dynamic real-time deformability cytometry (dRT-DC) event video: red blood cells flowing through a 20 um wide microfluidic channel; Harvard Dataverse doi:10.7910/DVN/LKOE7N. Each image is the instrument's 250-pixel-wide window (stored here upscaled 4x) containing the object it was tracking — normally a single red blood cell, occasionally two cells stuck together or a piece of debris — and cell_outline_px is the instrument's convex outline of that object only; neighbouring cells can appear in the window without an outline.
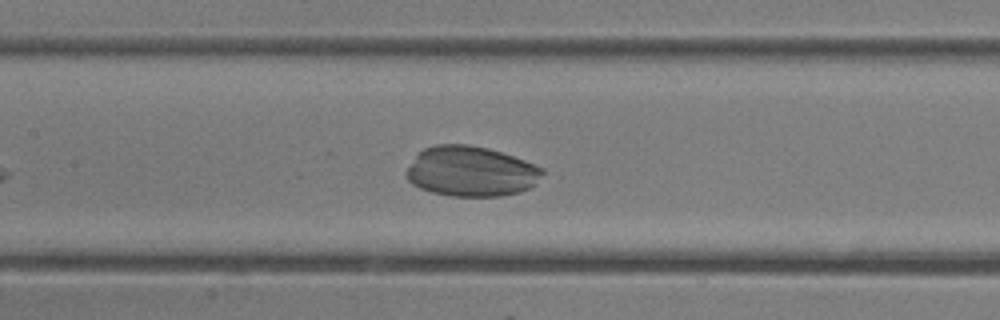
{"species": "common noctule bat (a hibernating species)", "species_latin": "Nyctalus noctula", "temperature_condition": "room temperature", "stored_images_in_passage": 20, "camera_frame_rate_fps": 3000, "um_per_image_px": 0.085, "animal": {"sex": "female"}, "frame": {"image": 1, "passage_image": 8, "time_ms": 2.333, "image_size_px": [1000, 320], "cell_outline_px": [[544, 172], [536, 184], [520, 192], [500, 196], [452, 196], [432, 192], [420, 188], [412, 184], [408, 180], [404, 172], [416, 156], [424, 148], [436, 144], [468, 144], [488, 148], [524, 160], [544, 168]], "centroid_in_image_um": [40.03, 14.57], "position_along_channel_um": 167.4, "area_um2": 39.82}}
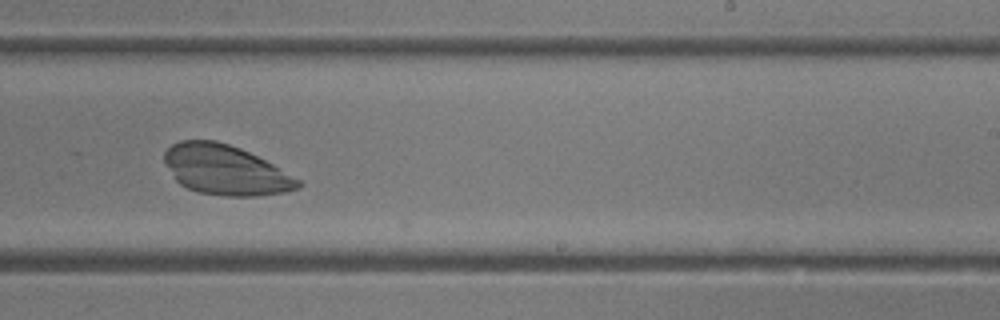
{"frame": {"image": 2, "passage_image": 13, "time_ms": 4.0, "image_size_px": [1000, 320], "cell_outline_px": [[304, 184], [300, 188], [284, 192], [256, 196], [224, 196], [200, 192], [188, 188], [180, 184], [176, 180], [164, 164], [164, 152], [172, 144], [180, 140], [216, 140], [240, 148], [272, 164], [300, 180]], "centroid_in_image_um": [19.14, 14.45], "position_along_channel_um": 269.9, "area_um2": 38.67}}
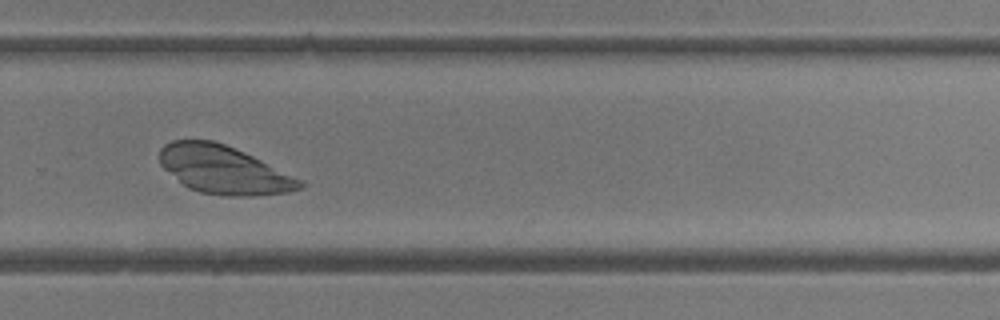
{"frame": {"image": 3, "passage_image": 15, "time_ms": 4.667, "image_size_px": [1000, 320], "cell_outline_px": [[304, 188], [288, 192], [256, 196], [224, 196], [200, 192], [188, 188], [164, 168], [160, 164], [160, 148], [164, 144], [172, 140], [212, 140], [224, 144], [244, 152], [304, 180]], "centroid_in_image_um": [19.05, 14.44], "position_along_channel_um": 310.8, "area_um2": 39.36}}